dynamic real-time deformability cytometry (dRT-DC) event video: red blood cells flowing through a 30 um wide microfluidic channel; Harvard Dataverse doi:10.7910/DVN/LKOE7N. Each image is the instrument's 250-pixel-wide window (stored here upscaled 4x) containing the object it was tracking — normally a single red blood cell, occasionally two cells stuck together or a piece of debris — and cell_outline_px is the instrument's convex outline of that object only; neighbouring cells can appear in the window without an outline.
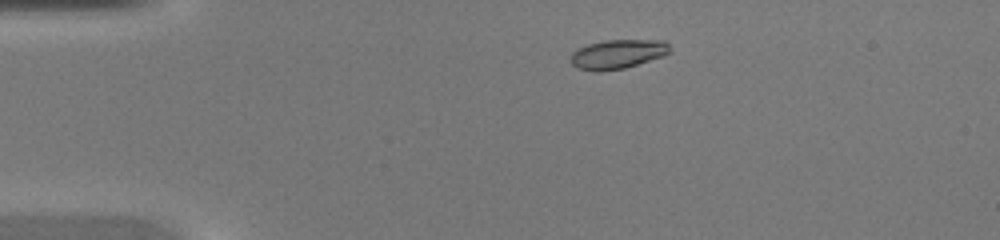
{"species": "common noctule bat (a hibernating species)", "species_latin": "Nyctalus noctula", "temperature_condition": "warm", "stored_images_in_passage": 42, "camera_frame_rate_fps": 3000, "um_per_image_px": 0.085, "animal": {"sex": "female", "body_mass_g": 20.0, "forearm_length_mm": 54.0}, "frame": {"image": 1, "passage_image": 6, "time_ms": 1.667, "image_size_px": [1000, 240], "cell_outline_px": [[672, 52], [664, 56], [624, 68], [600, 72], [596, 72], [576, 68], [572, 64], [572, 52], [576, 48], [588, 44], [604, 40], [664, 40], [668, 44]], "centroid_in_image_um": [52.5, 4.6], "position_along_channel_um": 32.5, "area_um2": 17.05}}
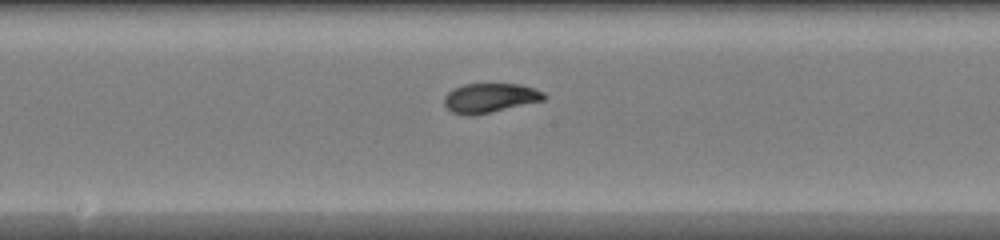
{"frame": {"image": 2, "passage_image": 21, "time_ms": 6.667, "image_size_px": [1000, 240], "cell_outline_px": [[548, 96], [544, 100], [492, 112], [472, 116], [464, 116], [452, 112], [444, 104], [444, 96], [452, 88], [464, 84], [520, 84], [544, 92]], "centroid_in_image_um": [41.62, 8.33], "position_along_channel_um": 206.6, "area_um2": 17.22}}
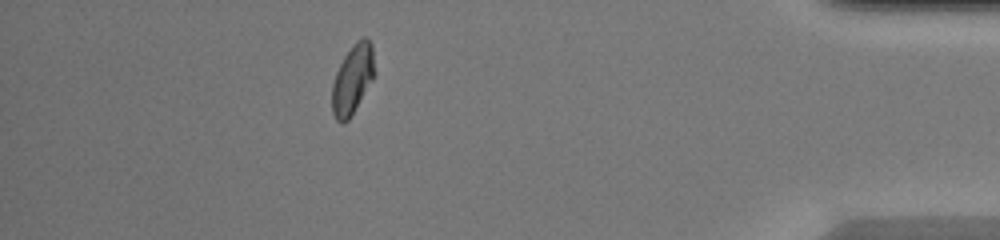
{"frame": {"image": 3, "passage_image": 37, "time_ms": 12.0, "image_size_px": [1000, 240], "cell_outline_px": [[376, 76], [348, 120], [344, 124], [340, 124], [336, 120], [332, 112], [332, 84], [336, 72], [344, 56], [352, 44], [356, 40], [364, 36], [372, 44], [376, 72]], "centroid_in_image_um": [29.99, 6.73], "position_along_channel_um": 405.2, "area_um2": 17.57}}